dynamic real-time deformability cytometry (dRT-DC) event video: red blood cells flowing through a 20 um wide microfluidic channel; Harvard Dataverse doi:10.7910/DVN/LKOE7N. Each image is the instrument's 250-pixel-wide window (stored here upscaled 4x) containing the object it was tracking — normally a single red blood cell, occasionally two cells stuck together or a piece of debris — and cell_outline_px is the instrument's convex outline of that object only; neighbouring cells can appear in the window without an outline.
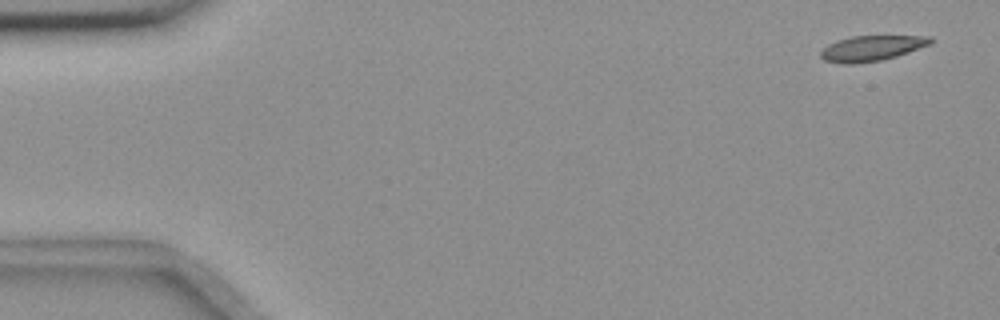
{"species": "common noctule bat (a hibernating species)", "species_latin": "Nyctalus noctula", "temperature_condition": "room temperature", "stored_images_in_passage": 5, "camera_frame_rate_fps": 3000, "um_per_image_px": 0.085, "animal": {"sex": "female", "body_mass_g": 18.4}, "frame": {"image": 1, "passage_image": 1, "time_ms": 0.0, "image_size_px": [1000, 320], "cell_outline_px": [[932, 44], [896, 56], [880, 60], [852, 64], [844, 64], [824, 60], [820, 56], [820, 52], [828, 44], [836, 40], [852, 36], [932, 36]], "centroid_in_image_um": [74.08, 4.09], "position_along_channel_um": 10.9, "area_um2": 16.18}}